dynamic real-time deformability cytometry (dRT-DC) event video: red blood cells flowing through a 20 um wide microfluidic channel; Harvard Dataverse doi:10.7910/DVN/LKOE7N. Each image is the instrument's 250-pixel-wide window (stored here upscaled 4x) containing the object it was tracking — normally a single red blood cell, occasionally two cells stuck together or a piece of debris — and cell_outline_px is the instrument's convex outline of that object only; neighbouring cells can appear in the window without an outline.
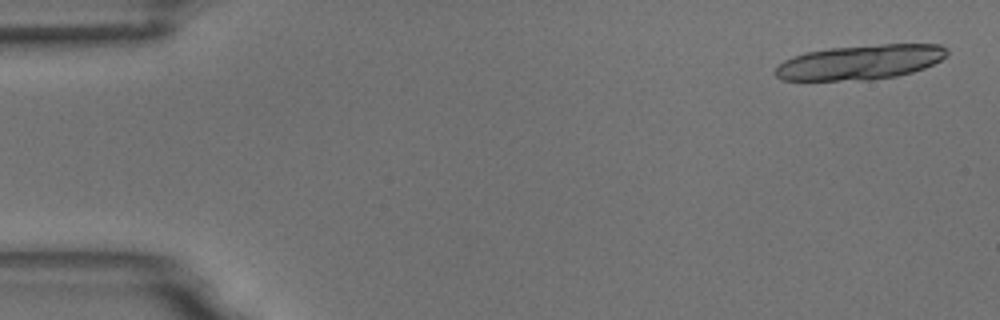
{"species": "common noctule bat (a hibernating species)", "species_latin": "Nyctalus noctula", "temperature_condition": "room temperature", "stored_images_in_passage": 18, "camera_frame_rate_fps": 3000, "um_per_image_px": 0.085, "animal": {"sex": "male", "body_mass_g": 18.8}, "frame": {"image": 1, "passage_image": 1, "time_ms": 0.0, "image_size_px": [1000, 320], "cell_outline_px": [[948, 52], [940, 60], [924, 68], [912, 72], [896, 76], [868, 80], [780, 80], [772, 72], [784, 60], [792, 56], [804, 52], [828, 48], [880, 44], [940, 44], [948, 48]], "centroid_in_image_um": [73.09, 5.28], "position_along_channel_um": 11.9, "area_um2": 34.85}}